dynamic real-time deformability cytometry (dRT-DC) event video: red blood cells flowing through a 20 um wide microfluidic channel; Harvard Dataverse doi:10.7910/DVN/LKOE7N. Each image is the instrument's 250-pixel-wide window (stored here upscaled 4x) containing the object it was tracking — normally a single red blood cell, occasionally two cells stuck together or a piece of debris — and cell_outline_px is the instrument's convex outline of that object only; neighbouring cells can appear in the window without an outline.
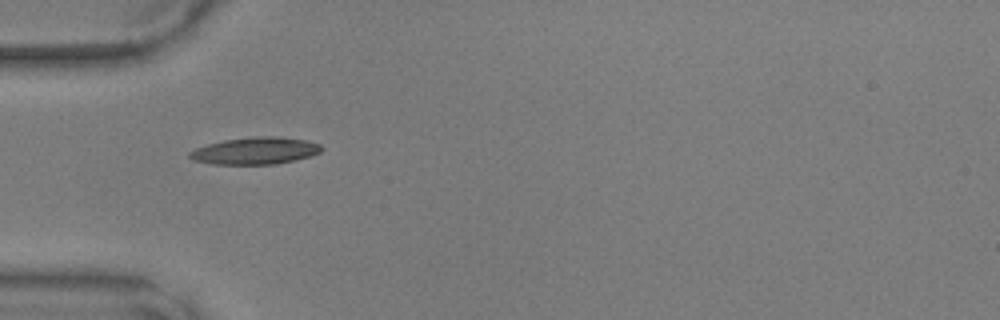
{"species": "common noctule bat (a hibernating species)", "species_latin": "Nyctalus noctula", "temperature_condition": "warm", "stored_images_in_passage": 34, "camera_frame_rate_fps": 3000, "um_per_image_px": 0.085, "animal": {"sex": "male", "body_mass_g": 17.9, "forearm_length_mm": 54.2}, "frame": {"image": 1, "passage_image": 1, "time_ms": 0.0, "image_size_px": [1000, 320], "cell_outline_px": [[324, 148], [320, 152], [296, 160], [276, 164], [212, 164], [192, 160], [188, 156], [188, 152], [196, 148], [208, 144], [224, 140], [256, 136], [280, 136], [304, 140], [320, 144]], "centroid_in_image_um": [21.69, 12.81], "position_along_channel_um": 63.3, "area_um2": 20.81}}
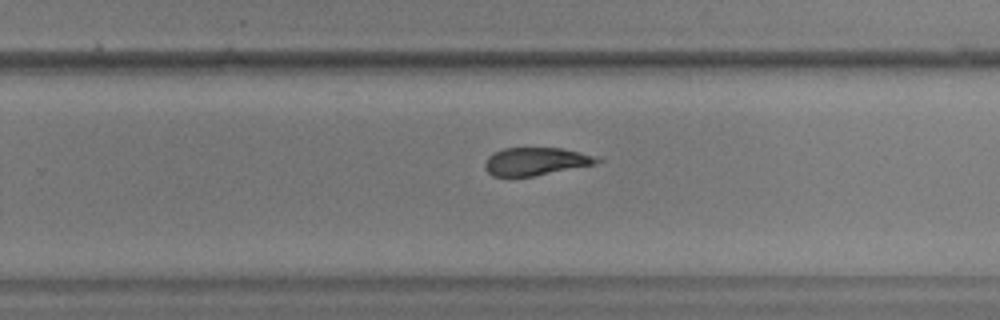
{"frame": {"image": 2, "passage_image": 17, "time_ms": 5.333, "image_size_px": [1000, 320], "cell_outline_px": [[604, 160], [596, 164], [532, 176], [492, 176], [484, 168], [484, 164], [488, 156], [504, 148], [564, 148], [596, 156]], "centroid_in_image_um": [45.56, 13.71], "position_along_channel_um": 284.2, "area_um2": 18.15}}
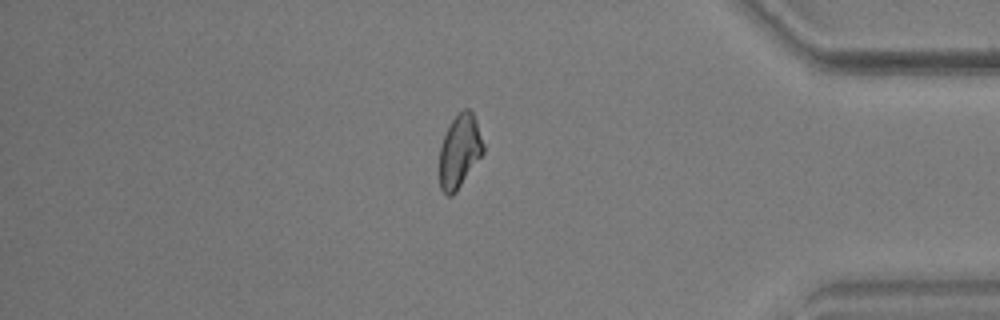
{"frame": {"image": 3, "passage_image": 27, "time_ms": 8.667, "image_size_px": [1000, 320], "cell_outline_px": [[484, 152], [456, 192], [452, 196], [448, 196], [440, 188], [440, 148], [444, 136], [452, 120], [464, 108], [468, 108], [472, 112], [476, 120], [484, 144]], "centroid_in_image_um": [39.08, 12.86], "position_along_channel_um": 396.1, "area_um2": 18.5}}